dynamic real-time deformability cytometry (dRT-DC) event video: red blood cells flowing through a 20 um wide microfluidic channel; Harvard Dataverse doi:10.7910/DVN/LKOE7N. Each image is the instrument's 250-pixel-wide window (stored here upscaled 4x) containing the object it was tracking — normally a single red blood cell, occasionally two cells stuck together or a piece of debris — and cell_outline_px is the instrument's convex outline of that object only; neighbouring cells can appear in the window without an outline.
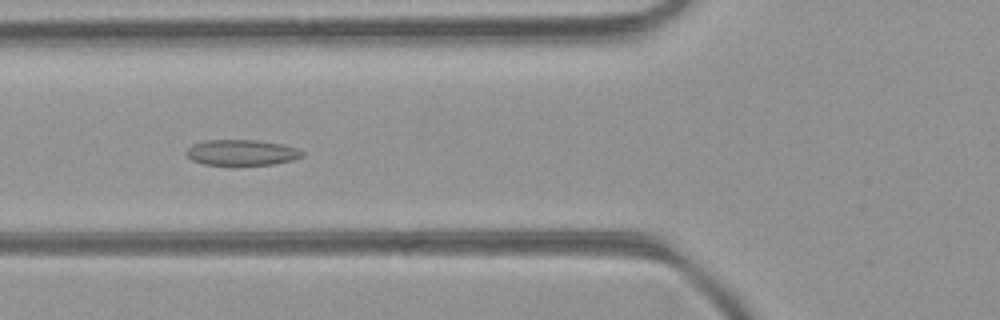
{"species": "common noctule bat (a hibernating species)", "species_latin": "Nyctalus noctula", "temperature_condition": "room temperature", "stored_images_in_passage": 4, "camera_frame_rate_fps": 3000, "um_per_image_px": 0.085, "animal": {"sex": "female", "body_mass_g": 21.9}, "frame": {"image": 1, "passage_image": 4, "time_ms": 1.0, "image_size_px": [1000, 320], "cell_outline_px": [[304, 156], [292, 160], [276, 164], [204, 164], [192, 160], [184, 152], [192, 144], [204, 140], [256, 140], [284, 144], [296, 148], [304, 152]], "centroid_in_image_um": [20.55, 12.95], "position_along_channel_um": 105.2, "area_um2": 17.28}}